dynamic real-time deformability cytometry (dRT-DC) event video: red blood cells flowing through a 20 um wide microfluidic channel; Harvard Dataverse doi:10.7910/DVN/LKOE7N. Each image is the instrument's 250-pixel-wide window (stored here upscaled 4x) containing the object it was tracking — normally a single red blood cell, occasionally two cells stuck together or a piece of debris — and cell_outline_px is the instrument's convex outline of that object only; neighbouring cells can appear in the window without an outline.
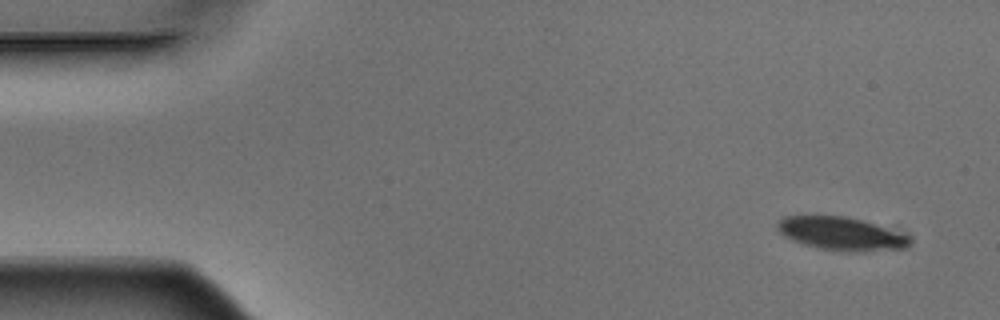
{"species": "Egyptian fruit bat (a non-hibernating species)", "species_latin": "Rousettus aegyptiacus", "temperature_condition": "warm", "stored_images_in_passage": 4, "camera_frame_rate_fps": 3000, "um_per_image_px": 0.085, "animal": {"sex": "male"}, "frame": {"image": 1, "passage_image": 1, "time_ms": 0.0, "image_size_px": [1000, 320], "cell_outline_px": [[912, 240], [904, 248], [864, 252], [844, 252], [820, 248], [804, 244], [792, 240], [784, 236], [780, 232], [776, 224], [784, 216], [844, 216], [860, 220], [908, 236]], "centroid_in_image_um": [71.46, 19.88], "position_along_channel_um": 13.5, "area_um2": 25.14}}
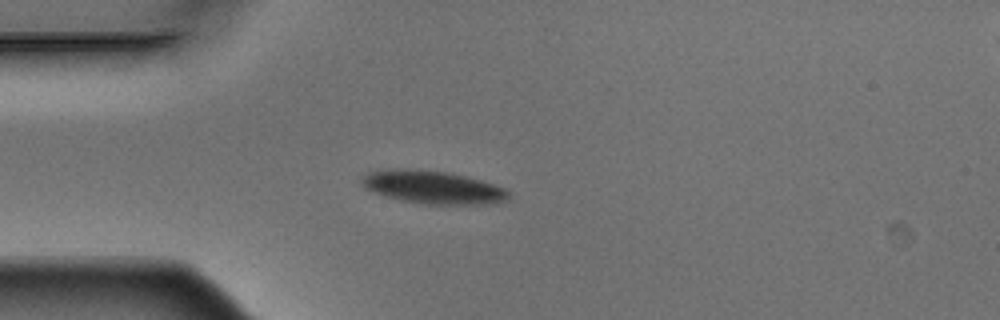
{"frame": {"image": 2, "passage_image": 4, "time_ms": 1.0, "image_size_px": [1000, 320], "cell_outline_px": [[512, 196], [508, 200], [496, 204], [424, 204], [400, 200], [384, 196], [364, 188], [360, 184], [360, 180], [368, 172], [388, 168], [408, 168], [448, 172], [480, 180], [504, 188]], "centroid_in_image_um": [36.77, 15.91], "position_along_channel_um": 48.2, "area_um2": 28.55}}